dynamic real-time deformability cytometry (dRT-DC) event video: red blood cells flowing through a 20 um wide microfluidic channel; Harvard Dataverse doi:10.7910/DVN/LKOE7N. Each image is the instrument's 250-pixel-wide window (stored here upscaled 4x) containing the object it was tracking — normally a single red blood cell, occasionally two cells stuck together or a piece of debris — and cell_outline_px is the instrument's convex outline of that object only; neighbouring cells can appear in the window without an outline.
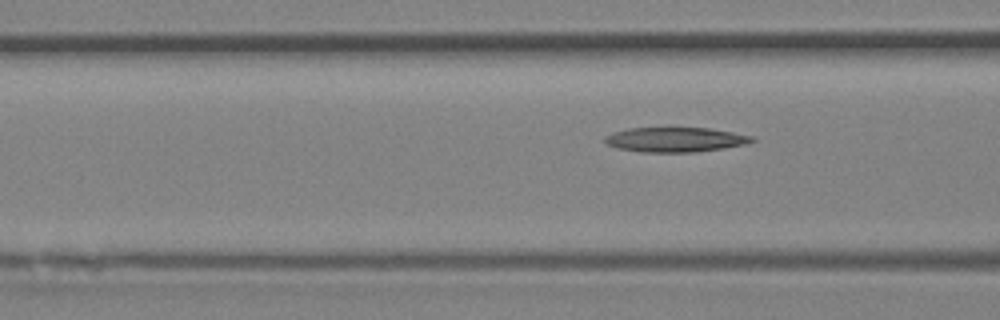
{"species": "Egyptian fruit bat (a non-hibernating species)", "species_latin": "Rousettus aegyptiacus", "temperature_condition": "room temperature", "stored_images_in_passage": 6, "camera_frame_rate_fps": 3000, "um_per_image_px": 0.085, "animal": {"sex": "female"}, "frame": {"image": 1, "passage_image": 6, "time_ms": 1.667, "image_size_px": [1000, 320], "cell_outline_px": [[756, 140], [748, 144], [724, 148], [696, 152], [640, 152], [616, 148], [608, 144], [604, 140], [604, 136], [612, 132], [628, 128], [668, 124], [708, 128], [732, 132], [752, 136]], "centroid_in_image_um": [57.36, 11.81], "position_along_channel_um": 109.2, "area_um2": 22.43}}